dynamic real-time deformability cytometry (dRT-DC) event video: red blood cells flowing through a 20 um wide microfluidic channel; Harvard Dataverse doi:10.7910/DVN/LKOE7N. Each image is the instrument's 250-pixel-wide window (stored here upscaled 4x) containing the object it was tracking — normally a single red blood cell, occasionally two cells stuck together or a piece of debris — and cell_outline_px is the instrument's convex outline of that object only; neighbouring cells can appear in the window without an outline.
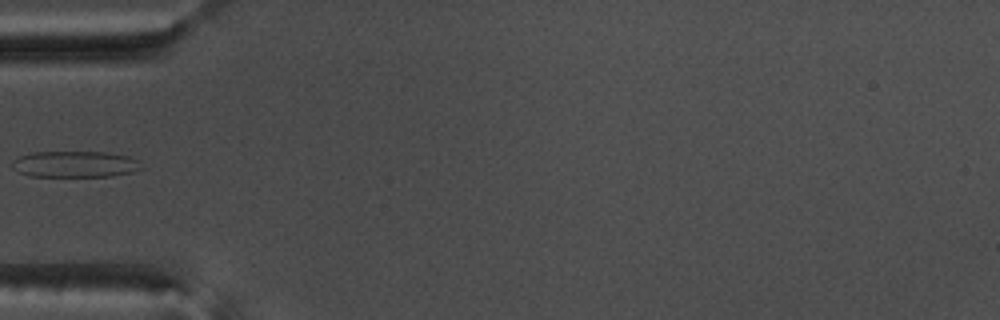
{"species": "common noctule bat (a hibernating species)", "species_latin": "Nyctalus noctula", "temperature_condition": "warm", "stored_images_in_passage": 34, "camera_frame_rate_fps": 3000, "um_per_image_px": 0.085, "animal": {"sex": "male", "body_mass_g": 17.5, "forearm_length_mm": 52.3}, "frame": {"image": 1, "passage_image": 1, "time_ms": 0.0, "image_size_px": [1000, 320], "cell_outline_px": [[144, 168], [132, 172], [112, 176], [28, 176], [12, 168], [12, 160], [20, 156], [32, 152], [104, 152], [128, 156], [140, 160]], "centroid_in_image_um": [6.41, 13.95], "position_along_channel_um": 78.6, "area_um2": 19.88}}